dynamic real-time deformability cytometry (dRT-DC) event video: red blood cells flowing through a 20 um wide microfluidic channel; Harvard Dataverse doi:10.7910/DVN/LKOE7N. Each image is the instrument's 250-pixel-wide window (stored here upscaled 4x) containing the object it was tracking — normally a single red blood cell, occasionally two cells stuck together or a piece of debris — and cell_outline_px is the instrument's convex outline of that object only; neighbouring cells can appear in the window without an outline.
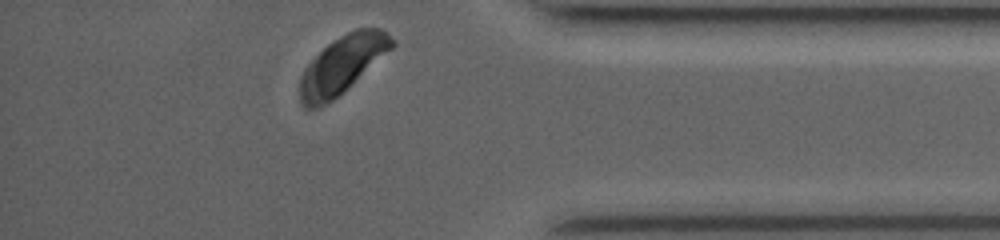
{"species": "common noctule bat (a hibernating species)", "species_latin": "Nyctalus noctula", "temperature_condition": "room temperature", "stored_images_in_passage": 28, "camera_frame_rate_fps": 3500, "um_per_image_px": 0.085, "animal": {"sex": "female", "body_mass_g": 19.0, "forearm_length_mm": 53.3}, "frame": {"image": 1, "passage_image": 28, "time_ms": 9.143, "image_size_px": [1000, 240], "cell_outline_px": [[396, 44], [392, 48], [344, 92], [320, 108], [304, 108], [300, 104], [300, 76], [304, 68], [328, 44], [340, 36], [356, 28], [380, 28]], "centroid_in_image_um": [29.06, 5.54], "position_along_channel_um": 406.1, "area_um2": 30.52}}